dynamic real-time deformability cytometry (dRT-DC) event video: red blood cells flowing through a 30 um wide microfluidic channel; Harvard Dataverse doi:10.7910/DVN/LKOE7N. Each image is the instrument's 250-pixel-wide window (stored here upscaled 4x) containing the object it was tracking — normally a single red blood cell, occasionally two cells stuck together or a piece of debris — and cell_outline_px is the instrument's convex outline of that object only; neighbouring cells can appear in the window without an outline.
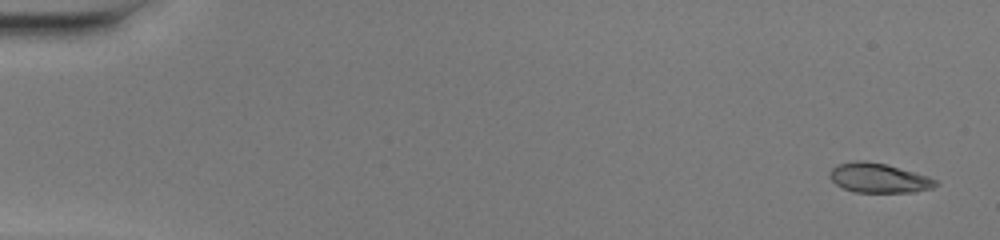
{"species": "common noctule bat (a hibernating species)", "species_latin": "Nyctalus noctula", "temperature_condition": "warm", "stored_images_in_passage": 50, "camera_frame_rate_fps": 3000, "um_per_image_px": 0.085, "animal": {"sex": "female", "body_mass_g": 20.0, "forearm_length_mm": 54.0}, "frame": {"image": 1, "passage_image": 2, "time_ms": 0.333, "image_size_px": [1000, 240], "cell_outline_px": [[940, 184], [932, 188], [916, 192], [852, 192], [836, 184], [828, 176], [828, 172], [836, 164], [856, 160], [864, 160], [884, 164], [928, 176], [936, 180]], "centroid_in_image_um": [74.66, 15.13], "position_along_channel_um": 10.3, "area_um2": 18.26}}
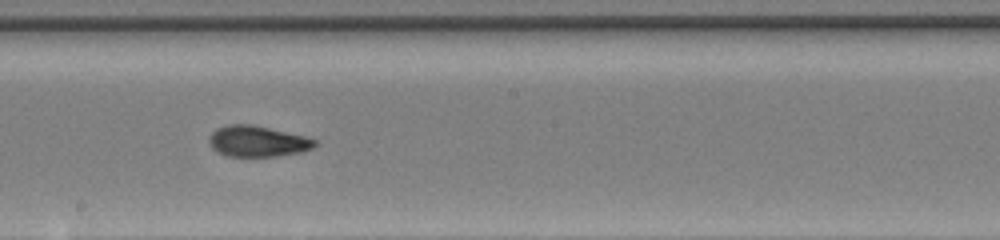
{"frame": {"image": 2, "passage_image": 29, "time_ms": 9.333, "image_size_px": [1000, 240], "cell_outline_px": [[316, 144], [312, 148], [300, 152], [276, 156], [228, 156], [216, 152], [208, 144], [208, 136], [216, 128], [228, 124], [252, 124], [304, 136], [316, 140]], "centroid_in_image_um": [21.82, 12.0], "position_along_channel_um": 226.4, "area_um2": 19.07}}
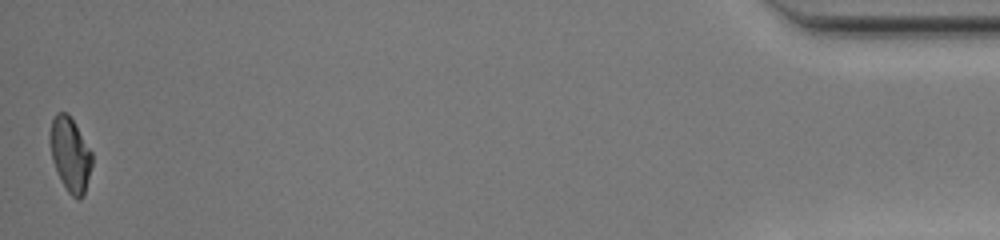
{"frame": {"image": 3, "passage_image": 50, "time_ms": 16.333, "image_size_px": [1000, 240], "cell_outline_px": [[92, 164], [84, 196], [80, 200], [72, 196], [68, 192], [60, 180], [52, 160], [48, 140], [48, 136], [52, 120], [56, 112], [68, 112], [92, 152]], "centroid_in_image_um": [5.95, 13.12], "position_along_channel_um": 429.3, "area_um2": 18.44}, "authors_computed_cell_mechanics": {"area_um2": 18.8428, "velocity_mm_per_s": 4.1605, "shape_relaxation_time_tau1_ms": 6.5825, "shape_relaxation_time_tau2_ms": 1.3913, "deformation_change_tau1": 0.2309, "deformation_change_tau2": 0.0689}}